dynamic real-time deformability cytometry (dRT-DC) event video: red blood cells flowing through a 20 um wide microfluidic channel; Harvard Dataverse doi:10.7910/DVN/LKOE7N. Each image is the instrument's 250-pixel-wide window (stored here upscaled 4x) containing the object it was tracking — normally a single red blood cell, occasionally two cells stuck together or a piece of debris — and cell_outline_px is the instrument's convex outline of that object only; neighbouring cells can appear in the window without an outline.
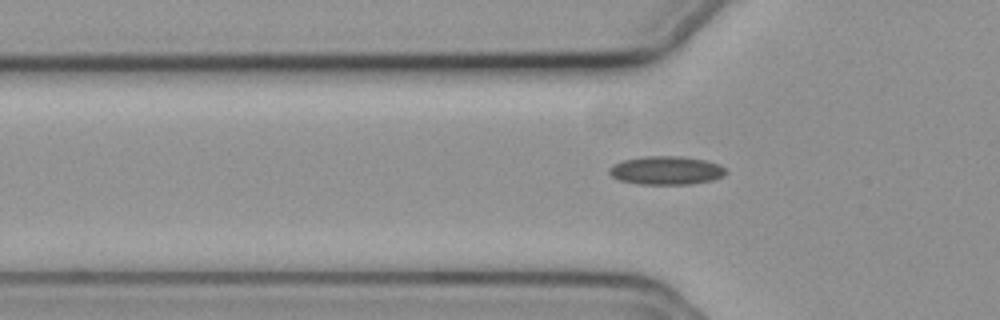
{"species": "common noctule bat (a hibernating species)", "species_latin": "Nyctalus noctula", "temperature_condition": "cold", "stored_images_in_passage": 5, "camera_frame_rate_fps": 3000, "um_per_image_px": 0.085, "animal": {"sex": "female", "body_mass_g": 19.3, "forearm_length_mm": 54.1}, "frame": {"image": 1, "passage_image": 5, "time_ms": 1.333, "image_size_px": [1000, 320], "cell_outline_px": [[728, 172], [724, 176], [712, 180], [692, 184], [640, 184], [620, 180], [612, 176], [608, 172], [608, 168], [612, 164], [624, 160], [644, 156], [680, 156], [704, 160], [720, 164]], "centroid_in_image_um": [56.64, 14.48], "position_along_channel_um": 69.2, "area_um2": 19.42}}